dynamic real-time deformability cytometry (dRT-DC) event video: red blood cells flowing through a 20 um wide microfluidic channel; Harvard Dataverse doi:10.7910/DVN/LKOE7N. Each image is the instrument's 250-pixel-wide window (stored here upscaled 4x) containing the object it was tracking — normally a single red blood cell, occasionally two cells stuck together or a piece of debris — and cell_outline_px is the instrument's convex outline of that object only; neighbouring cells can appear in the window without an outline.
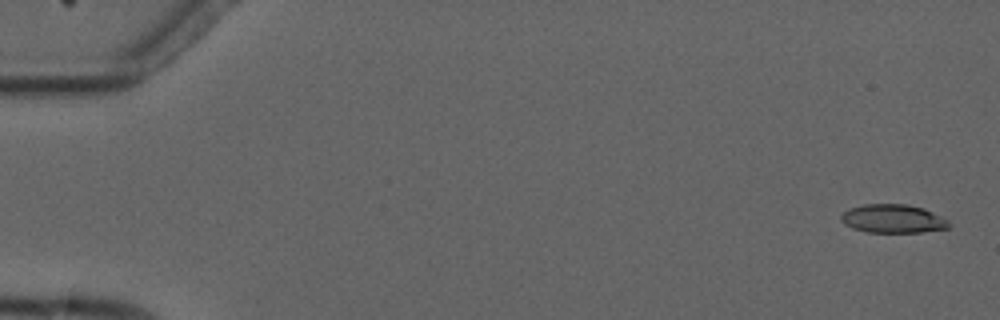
{"species": "common noctule bat (a hibernating species)", "species_latin": "Nyctalus noctula", "temperature_condition": "cold", "stored_images_in_passage": 5, "camera_frame_rate_fps": 3000, "um_per_image_px": 0.085, "animal": {"sex": "male", "forearm_length_mm": 52.5}, "frame": {"image": 1, "passage_image": 1, "time_ms": 0.0, "image_size_px": [1000, 320], "cell_outline_px": [[952, 224], [948, 228], [920, 232], [868, 232], [852, 228], [844, 224], [840, 220], [840, 216], [848, 208], [864, 204], [908, 204], [924, 208], [948, 220]], "centroid_in_image_um": [75.89, 18.58], "position_along_channel_um": 9.1, "area_um2": 18.03}}
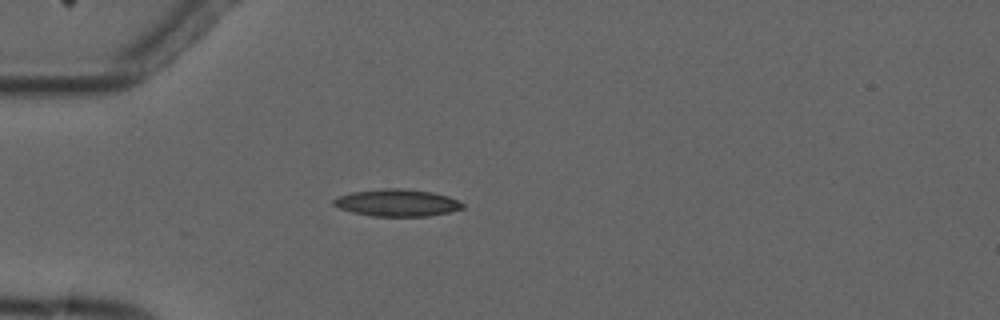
{"frame": {"image": 2, "passage_image": 5, "time_ms": 4.667, "image_size_px": [1000, 320], "cell_outline_px": [[464, 208], [448, 212], [428, 216], [372, 216], [352, 212], [340, 208], [332, 204], [332, 200], [336, 196], [352, 192], [384, 188], [400, 188], [432, 192], [448, 196], [464, 204]], "centroid_in_image_um": [33.71, 17.23], "position_along_channel_um": 51.3, "area_um2": 20.35}}